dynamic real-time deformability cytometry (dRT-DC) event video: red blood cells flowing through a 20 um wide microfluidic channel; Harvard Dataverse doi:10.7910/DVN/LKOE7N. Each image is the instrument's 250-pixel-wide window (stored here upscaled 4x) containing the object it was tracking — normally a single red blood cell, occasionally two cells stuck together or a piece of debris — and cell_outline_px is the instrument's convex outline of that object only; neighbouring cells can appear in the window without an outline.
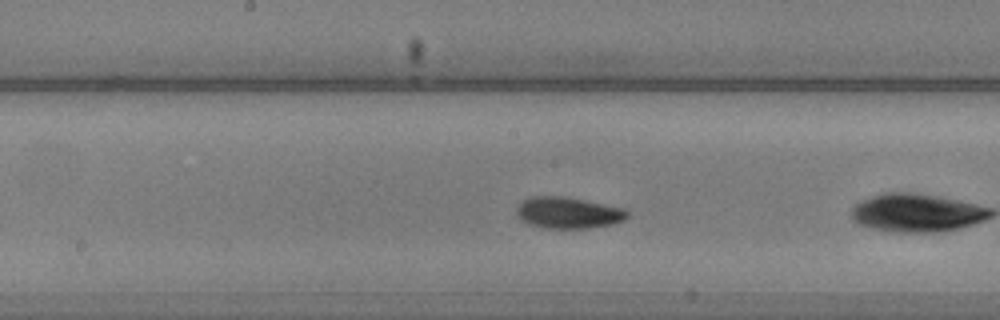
{"species": "common noctule bat (a hibernating species)", "species_latin": "Nyctalus noctula", "temperature_condition": "warm", "stored_images_in_passage": 37, "camera_frame_rate_fps": 3000, "um_per_image_px": 0.085, "animal": {"sex": "male", "body_mass_g": 20.5, "forearm_length_mm": 52.5}, "frame": {"image": 1, "passage_image": 11, "time_ms": 3.333, "image_size_px": [1000, 320], "cell_outline_px": [[628, 216], [624, 220], [612, 224], [588, 228], [544, 228], [528, 224], [520, 220], [516, 216], [516, 208], [528, 196], [564, 196], [624, 208], [628, 212]], "centroid_in_image_um": [48.25, 18.08], "position_along_channel_um": 199.9, "area_um2": 20.35}, "authors_computed_cell_mechanics": {"area_um2": 19.2474, "velocity_mm_per_s": 3.7725, "shape_relaxation_time_tau1_ms": 1.9646, "shape_relaxation_time_tau2_ms": null, "deformation_change_tau1": 0.0795, "deformation_change_tau2": null}}